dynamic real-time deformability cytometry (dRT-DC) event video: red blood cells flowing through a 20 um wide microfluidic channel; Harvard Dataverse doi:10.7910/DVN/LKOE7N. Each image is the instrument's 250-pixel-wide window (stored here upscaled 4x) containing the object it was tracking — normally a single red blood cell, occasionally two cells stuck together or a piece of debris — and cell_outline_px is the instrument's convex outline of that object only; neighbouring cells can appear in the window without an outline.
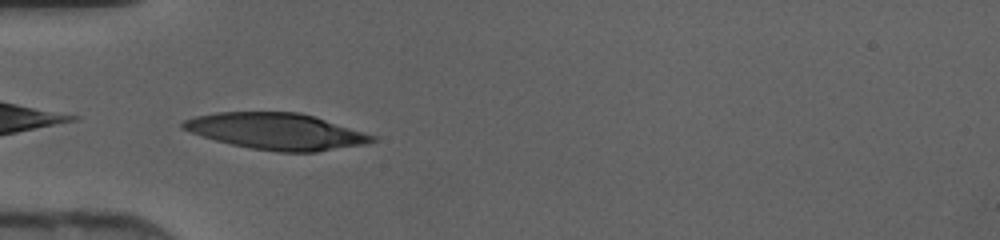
{"species": "human", "species_latin": "Homo sapiens", "temperature_condition": "cold", "stored_images_in_passage": 32, "camera_frame_rate_fps": 3000, "um_per_image_px": 0.085, "donor": {"sex": "female"}, "frame": {"image": 1, "passage_image": 1, "time_ms": 0.0, "image_size_px": [1000, 240], "cell_outline_px": [[376, 140], [368, 144], [316, 152], [280, 152], [252, 148], [232, 144], [216, 140], [180, 128], [180, 124], [184, 120], [196, 116], [216, 112], [300, 112], [376, 136]], "centroid_in_image_um": [23.5, 11.16], "position_along_channel_um": 61.5, "area_um2": 39.77}}
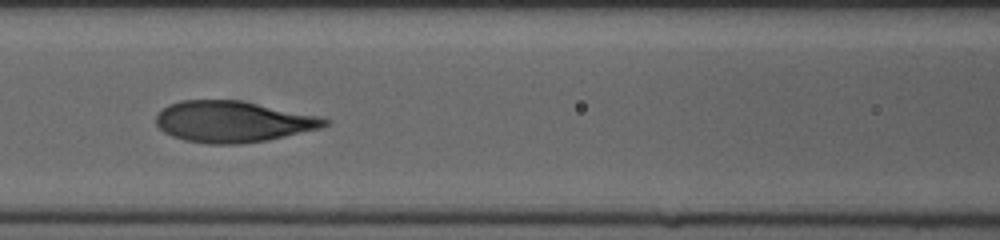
{"frame": {"image": 2, "passage_image": 7, "time_ms": 2.0, "image_size_px": [1000, 240], "cell_outline_px": [[332, 120], [324, 128], [268, 140], [240, 144], [208, 144], [184, 140], [172, 136], [164, 132], [156, 124], [156, 116], [168, 104], [180, 100], [240, 100], [324, 116]], "centroid_in_image_um": [19.88, 10.34], "position_along_channel_um": 146.7, "area_um2": 41.04}}
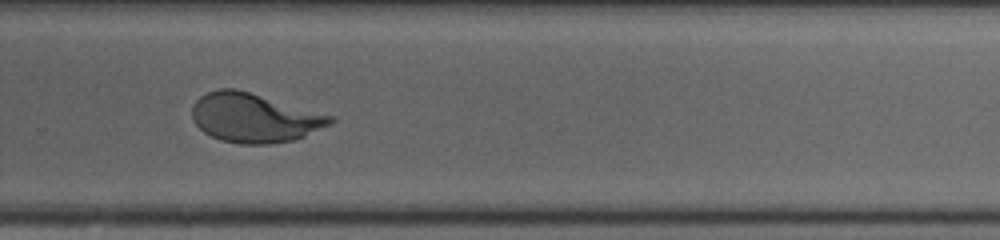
{"frame": {"image": 3, "passage_image": 18, "time_ms": 5.667, "image_size_px": [1000, 240], "cell_outline_px": [[336, 120], [332, 124], [304, 136], [292, 140], [268, 144], [240, 144], [220, 140], [204, 132], [192, 120], [192, 104], [200, 96], [208, 92], [220, 88], [236, 88], [336, 116]], "centroid_in_image_um": [21.63, 10.0], "position_along_channel_um": 308.2, "area_um2": 39.82}}